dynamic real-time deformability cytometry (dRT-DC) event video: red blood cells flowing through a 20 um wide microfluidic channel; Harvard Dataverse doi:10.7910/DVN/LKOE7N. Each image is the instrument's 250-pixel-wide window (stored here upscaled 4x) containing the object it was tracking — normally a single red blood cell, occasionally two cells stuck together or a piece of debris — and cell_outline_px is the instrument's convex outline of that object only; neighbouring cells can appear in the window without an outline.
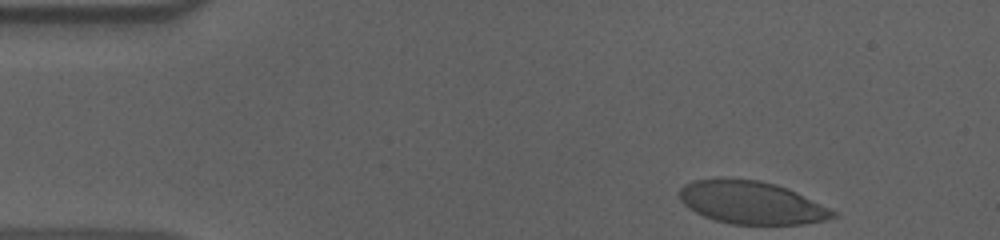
{"species": "human", "species_latin": "Homo sapiens", "temperature_condition": "cold", "stored_images_in_passage": 41, "camera_frame_rate_fps": 3000, "um_per_image_px": 0.085, "donor": {"sex": "male"}, "frame": {"image": 1, "passage_image": 1, "time_ms": 0.0, "image_size_px": [1000, 240], "cell_outline_px": [[836, 216], [824, 220], [800, 224], [732, 224], [716, 220], [704, 216], [688, 208], [680, 200], [680, 188], [684, 184], [692, 180], [760, 180], [776, 184], [796, 192], [836, 212]], "centroid_in_image_um": [63.85, 17.24], "position_along_channel_um": 21.1, "area_um2": 37.4}}
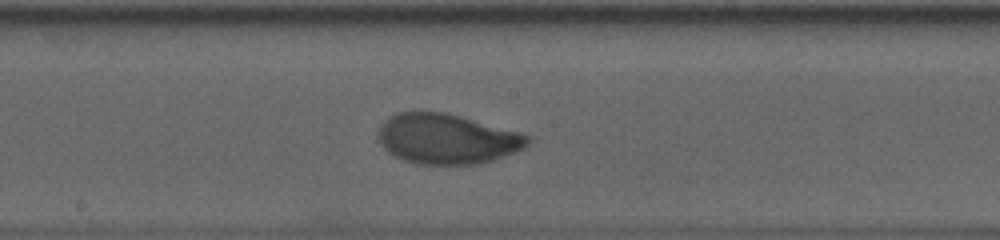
{"frame": {"image": 2, "passage_image": 24, "time_ms": 7.667, "image_size_px": [1000, 240], "cell_outline_px": [[532, 140], [524, 148], [480, 164], [416, 164], [404, 160], [388, 152], [380, 144], [380, 128], [388, 116], [396, 112], [444, 112], [460, 116], [520, 132], [532, 136]], "centroid_in_image_um": [38.01, 11.8], "position_along_channel_um": 210.2, "area_um2": 43.35}}
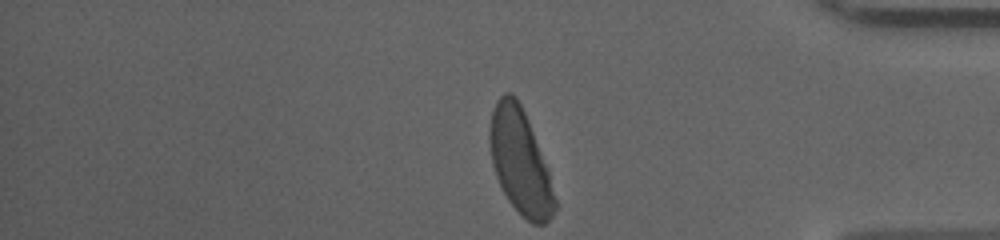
{"frame": {"image": 3, "passage_image": 41, "time_ms": 13.333, "image_size_px": [1000, 240], "cell_outline_px": [[560, 204], [552, 216], [544, 224], [532, 224], [508, 200], [496, 176], [492, 164], [488, 140], [488, 128], [492, 108], [496, 100], [504, 92], [512, 92], [516, 96], [528, 120], [548, 168]], "centroid_in_image_um": [44.23, 13.73], "position_along_channel_um": 391.0, "area_um2": 40.34}, "authors_computed_cell_mechanics": {"area_um2": 42.2518, "velocity_mm_per_s": 3.6, "shape_relaxation_time_tau1_ms": 3.693, "shape_relaxation_time_tau2_ms": null, "deformation_change_tau1": 0.17, "deformation_change_tau2": null}}